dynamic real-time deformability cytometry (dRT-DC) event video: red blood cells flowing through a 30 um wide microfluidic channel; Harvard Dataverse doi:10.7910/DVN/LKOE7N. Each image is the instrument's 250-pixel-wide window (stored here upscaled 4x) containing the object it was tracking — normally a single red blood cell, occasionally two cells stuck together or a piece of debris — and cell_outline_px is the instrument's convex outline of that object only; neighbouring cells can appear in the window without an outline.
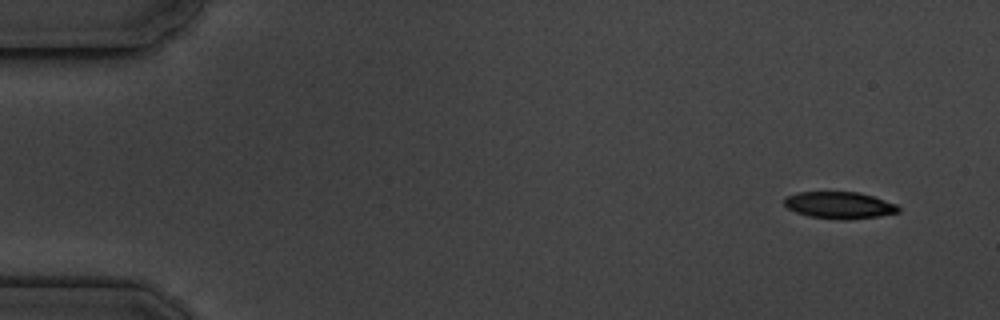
{"species": "common noctule bat (a hibernating species)", "species_latin": "Nyctalus noctula", "temperature_condition": "cold", "stored_images_in_passage": 5, "camera_frame_rate_fps": 3000, "um_per_image_px": 0.085, "animal": {"sex": "male", "body_mass_g": 19.5, "forearm_length_mm": 54.6}, "frame": {"image": 1, "passage_image": 1, "time_ms": 0.0, "image_size_px": [1000, 320], "cell_outline_px": [[900, 212], [880, 216], [844, 220], [840, 220], [808, 216], [796, 212], [788, 208], [784, 204], [784, 196], [796, 192], [856, 192], [872, 196], [896, 204], [900, 208]], "centroid_in_image_um": [71.32, 17.44], "position_along_channel_um": 13.7, "area_um2": 17.92}}
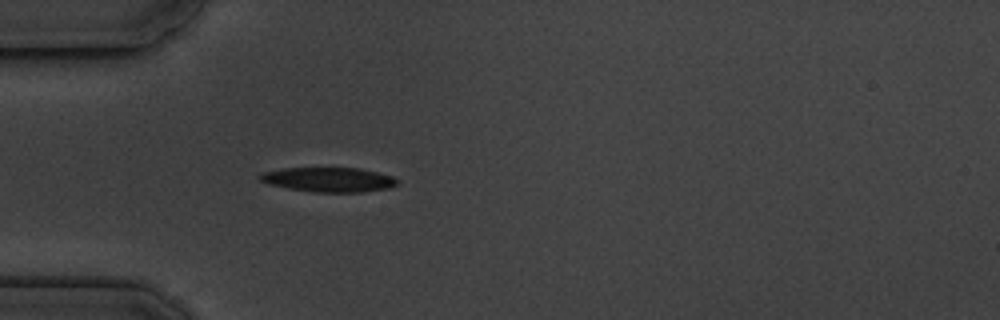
{"frame": {"image": 2, "passage_image": 5, "time_ms": 4.333, "image_size_px": [1000, 320], "cell_outline_px": [[400, 180], [396, 184], [388, 188], [360, 192], [316, 192], [288, 188], [268, 184], [260, 180], [256, 176], [264, 172], [284, 168], [360, 168], [392, 176]], "centroid_in_image_um": [27.93, 15.26], "position_along_channel_um": 57.1, "area_um2": 19.54}}